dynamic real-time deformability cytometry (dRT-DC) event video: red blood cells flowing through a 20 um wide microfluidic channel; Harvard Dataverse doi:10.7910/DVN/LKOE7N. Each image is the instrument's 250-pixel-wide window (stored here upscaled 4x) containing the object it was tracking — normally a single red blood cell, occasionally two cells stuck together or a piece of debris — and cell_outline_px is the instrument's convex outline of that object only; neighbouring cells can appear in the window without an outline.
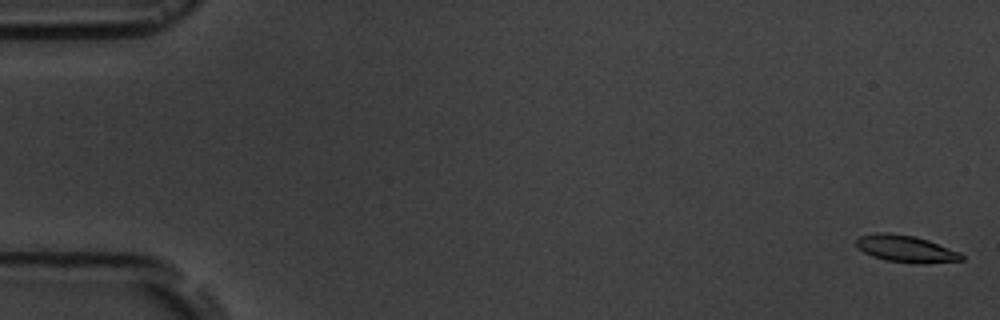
{"species": "common noctule bat (a hibernating species)", "species_latin": "Nyctalus noctula", "temperature_condition": "room temperature", "stored_images_in_passage": 5, "segment_of_instrument_passage": [2, 2], "camera_frame_rate_fps": 3000, "um_per_image_px": 0.085, "animal": {"sex": "male", "body_mass_g": 19.5, "forearm_length_mm": 54.6}, "frame": {"image": 1, "passage_image": 5, "time_ms": 5.667, "image_size_px": [1000, 320], "cell_outline_px": [[964, 260], [924, 264], [920, 264], [884, 260], [872, 256], [864, 252], [856, 244], [856, 240], [860, 236], [876, 232], [888, 232], [916, 236], [928, 240], [960, 252], [964, 256]], "centroid_in_image_um": [77.02, 21.15], "position_along_channel_um": 8.0, "area_um2": 16.65}}